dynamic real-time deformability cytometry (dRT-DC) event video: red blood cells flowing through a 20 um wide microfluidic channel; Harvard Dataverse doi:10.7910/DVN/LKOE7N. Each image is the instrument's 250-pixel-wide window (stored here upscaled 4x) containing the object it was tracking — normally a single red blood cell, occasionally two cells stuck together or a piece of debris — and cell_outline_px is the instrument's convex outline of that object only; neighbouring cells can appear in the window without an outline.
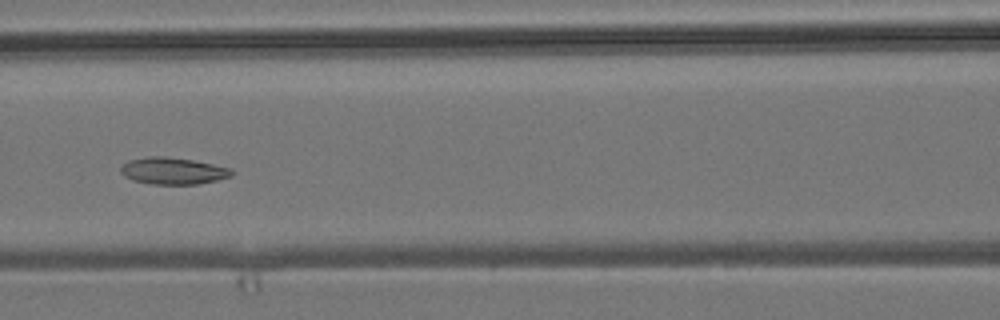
{"species": "common noctule bat (a hibernating species)", "species_latin": "Nyctalus noctula", "temperature_condition": "room temperature", "stored_images_in_passage": 6, "camera_frame_rate_fps": 3000, "um_per_image_px": 0.085, "animal": {"sex": "male", "body_mass_g": 19.2, "forearm_length_mm": 51.8}, "frame": {"image": 1, "passage_image": 6, "time_ms": 5.667, "image_size_px": [1000, 320], "cell_outline_px": [[236, 172], [232, 176], [216, 180], [196, 184], [152, 184], [132, 180], [124, 176], [120, 172], [120, 168], [128, 160], [148, 156], [164, 156], [192, 160], [232, 168]], "centroid_in_image_um": [14.71, 14.52], "position_along_channel_um": 151.9, "area_um2": 17.4}}